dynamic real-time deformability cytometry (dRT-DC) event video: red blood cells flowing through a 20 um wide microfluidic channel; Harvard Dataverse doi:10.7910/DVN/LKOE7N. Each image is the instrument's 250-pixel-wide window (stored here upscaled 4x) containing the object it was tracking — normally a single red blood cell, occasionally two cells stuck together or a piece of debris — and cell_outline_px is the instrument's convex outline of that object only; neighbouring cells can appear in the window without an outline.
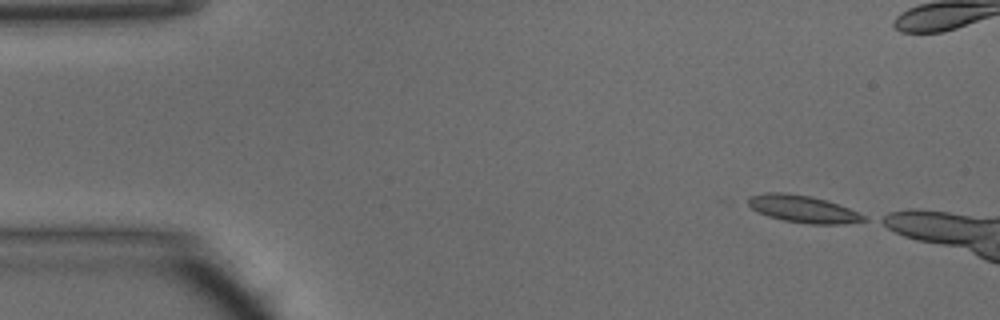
{"species": "common noctule bat (a hibernating species)", "species_latin": "Nyctalus noctula", "temperature_condition": "warm", "stored_images_in_passage": 6, "camera_frame_rate_fps": 3000, "um_per_image_px": 0.085, "animal": {"sex": "male", "body_mass_g": 15.6}, "frame": {"image": 1, "passage_image": 1, "time_ms": 0.0, "image_size_px": [1000, 320], "cell_outline_px": [[868, 220], [844, 224], [808, 224], [784, 220], [768, 216], [752, 208], [748, 204], [748, 200], [752, 196], [768, 192], [784, 192], [808, 196], [824, 200], [848, 208], [868, 216]], "centroid_in_image_um": [68.3, 17.78], "position_along_channel_um": 16.7, "area_um2": 18.03}}